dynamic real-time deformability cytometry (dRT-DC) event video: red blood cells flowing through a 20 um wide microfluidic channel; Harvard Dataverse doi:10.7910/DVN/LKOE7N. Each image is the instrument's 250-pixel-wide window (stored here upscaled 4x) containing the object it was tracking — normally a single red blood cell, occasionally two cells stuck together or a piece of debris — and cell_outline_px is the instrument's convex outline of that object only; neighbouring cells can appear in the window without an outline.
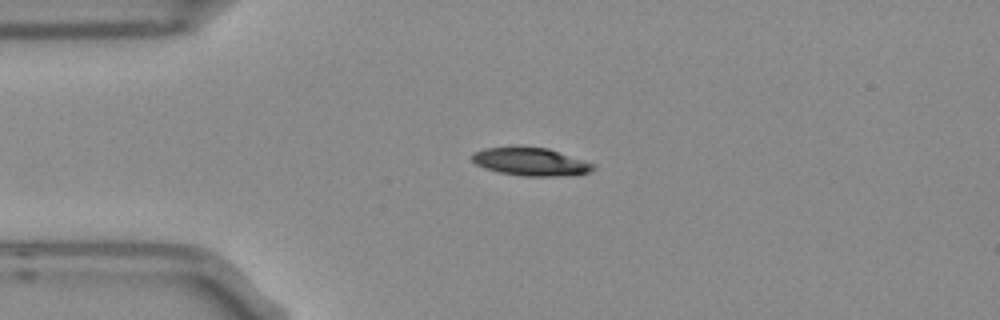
{"species": "Egyptian fruit bat (a non-hibernating species)", "species_latin": "Rousettus aegyptiacus", "temperature_condition": "room temperature", "stored_images_in_passage": 4, "camera_frame_rate_fps": 3000, "um_per_image_px": 0.085, "frame": {"image": 1, "passage_image": 3, "time_ms": 0.667, "image_size_px": [1000, 320], "cell_outline_px": [[596, 168], [588, 172], [576, 176], [524, 176], [496, 172], [484, 168], [476, 164], [472, 160], [472, 156], [476, 152], [484, 148], [548, 148], [592, 164]], "centroid_in_image_um": [45.11, 13.78], "position_along_channel_um": 39.9, "area_um2": 19.31}}